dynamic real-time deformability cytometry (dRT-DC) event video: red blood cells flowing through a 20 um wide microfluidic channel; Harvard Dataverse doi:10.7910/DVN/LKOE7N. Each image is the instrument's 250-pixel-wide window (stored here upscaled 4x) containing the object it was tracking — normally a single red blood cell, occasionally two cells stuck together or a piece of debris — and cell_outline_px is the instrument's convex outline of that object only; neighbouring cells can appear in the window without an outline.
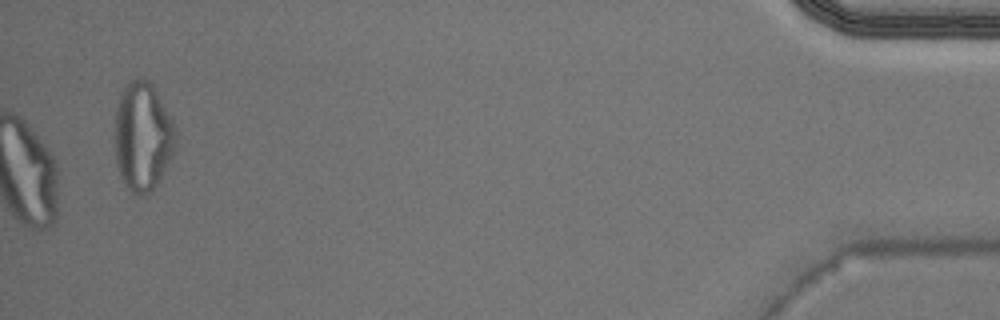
{"species": "Egyptian fruit bat (a non-hibernating species)", "species_latin": "Rousettus aegyptiacus", "temperature_condition": "warm", "stored_images_in_passage": 41, "camera_frame_rate_fps": 3000, "um_per_image_px": 0.085, "animal": {"sex": "male"}, "frame": {"image": 1, "passage_image": 41, "time_ms": 13.333, "image_size_px": [1000, 320], "cell_outline_px": [[176, 132], [172, 152], [156, 184], [144, 196], [136, 196], [124, 184], [120, 176], [116, 160], [116, 108], [120, 96], [124, 88], [136, 76], [148, 80], [152, 84], [172, 120]], "centroid_in_image_um": [12.11, 11.59], "position_along_channel_um": 423.1, "area_um2": 37.63}}